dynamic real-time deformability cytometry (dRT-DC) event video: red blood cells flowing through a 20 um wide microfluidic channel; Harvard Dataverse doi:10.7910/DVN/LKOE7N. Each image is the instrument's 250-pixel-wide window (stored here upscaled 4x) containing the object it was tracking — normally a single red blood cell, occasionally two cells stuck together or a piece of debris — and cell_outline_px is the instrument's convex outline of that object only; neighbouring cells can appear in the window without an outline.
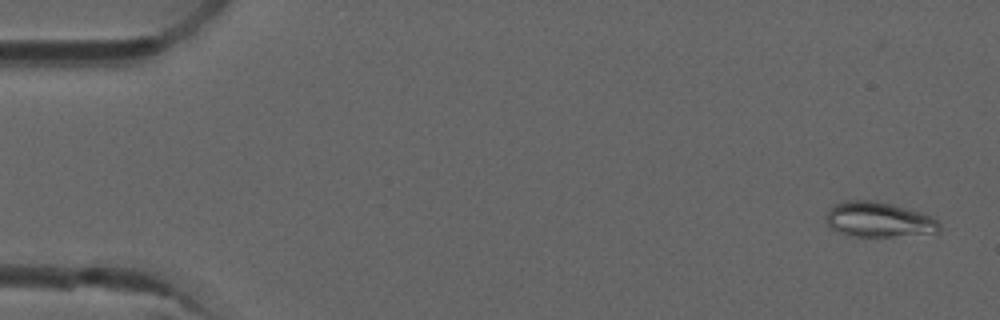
{"species": "common noctule bat (a hibernating species)", "species_latin": "Nyctalus noctula", "temperature_condition": "room temperature", "stored_images_in_passage": 52, "camera_frame_rate_fps": 3000, "um_per_image_px": 0.085, "animal": {"sex": "male", "forearm_length_mm": 52.5}, "frame": {"image": 1, "passage_image": 2, "time_ms": 0.333, "image_size_px": [1000, 320], "cell_outline_px": [[940, 232], [892, 236], [856, 236], [840, 232], [832, 228], [824, 220], [828, 212], [836, 204], [844, 200], [876, 200], [892, 204], [920, 212], [936, 220], [940, 224]], "centroid_in_image_um": [74.68, 18.65], "position_along_channel_um": 10.3, "area_um2": 22.83}}
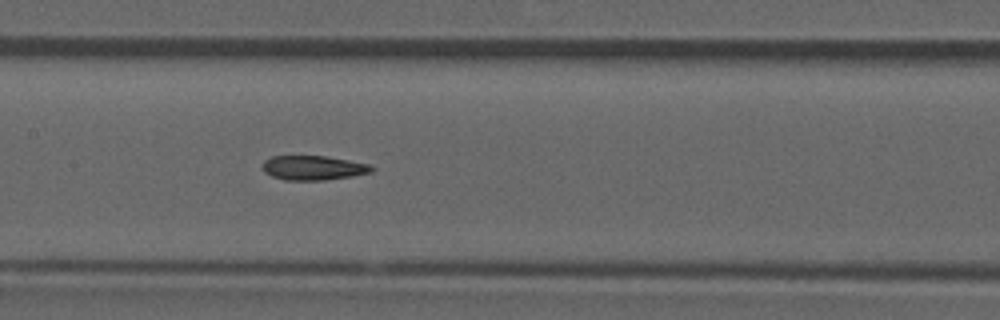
{"frame": {"image": 2, "passage_image": 25, "time_ms": 8.0, "image_size_px": [1000, 320], "cell_outline_px": [[376, 168], [372, 172], [352, 176], [324, 180], [284, 180], [272, 176], [264, 172], [260, 168], [264, 160], [272, 156], [324, 156], [348, 160], [368, 164]], "centroid_in_image_um": [26.59, 14.27], "position_along_channel_um": 180.8, "area_um2": 15.61}}
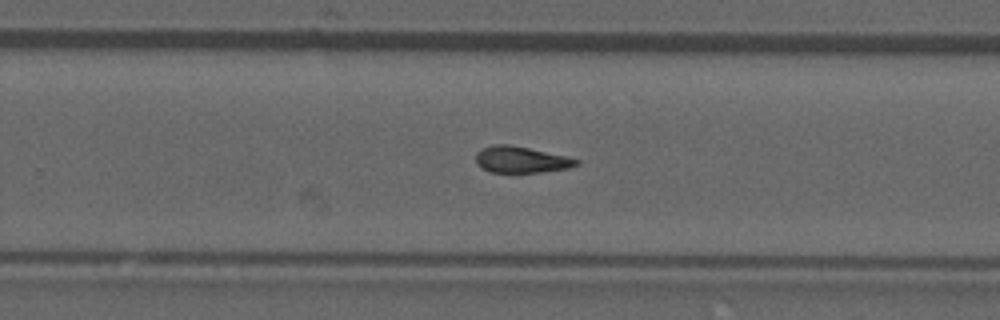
{"frame": {"image": 3, "passage_image": 33, "time_ms": 10.667, "image_size_px": [1000, 320], "cell_outline_px": [[580, 164], [568, 168], [540, 172], [488, 172], [480, 168], [476, 164], [476, 152], [492, 144], [508, 144], [528, 148], [564, 156], [580, 160]], "centroid_in_image_um": [44.25, 13.57], "position_along_channel_um": 285.6, "area_um2": 15.37}, "authors_computed_cell_mechanics": {"area_um2": 16.184, "velocity_mm_per_s": 3.9432, "shape_relaxation_time_tau1_ms": null, "shape_relaxation_time_tau2_ms": 2.9427, "deformation_change_tau1": null, "deformation_change_tau2": 0.0956}}